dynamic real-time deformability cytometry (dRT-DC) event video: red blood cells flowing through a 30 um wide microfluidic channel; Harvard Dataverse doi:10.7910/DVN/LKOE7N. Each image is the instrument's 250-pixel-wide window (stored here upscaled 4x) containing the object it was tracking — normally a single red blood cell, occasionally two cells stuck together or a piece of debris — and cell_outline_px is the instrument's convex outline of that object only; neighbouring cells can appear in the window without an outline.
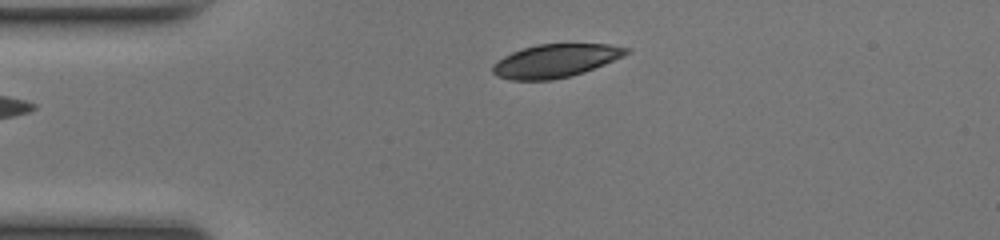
{"species": "common noctule bat (a hibernating species)", "species_latin": "Nyctalus noctula", "temperature_condition": "room temperature", "stored_images_in_passage": 40, "camera_frame_rate_fps": 3000, "um_per_image_px": 0.085, "animal": {"sex": "female", "body_mass_g": 17.0, "forearm_length_mm": 48.0}, "frame": {"image": 1, "passage_image": 2, "time_ms": 0.333, "image_size_px": [1000, 240], "cell_outline_px": [[632, 48], [624, 56], [584, 72], [552, 80], [512, 80], [496, 76], [492, 72], [492, 64], [496, 60], [512, 52], [524, 48], [540, 44], [608, 44]], "centroid_in_image_um": [47.19, 5.17], "position_along_channel_um": 37.8, "area_um2": 25.84}}
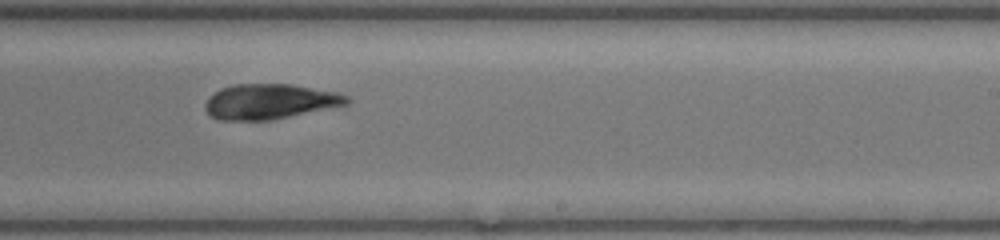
{"frame": {"image": 2, "passage_image": 21, "time_ms": 6.667, "image_size_px": [1000, 240], "cell_outline_px": [[352, 100], [348, 104], [272, 120], [220, 120], [212, 116], [204, 108], [204, 104], [208, 96], [220, 88], [232, 84], [292, 84], [336, 92], [348, 96]], "centroid_in_image_um": [22.91, 8.62], "position_along_channel_um": 266.1, "area_um2": 29.13}}
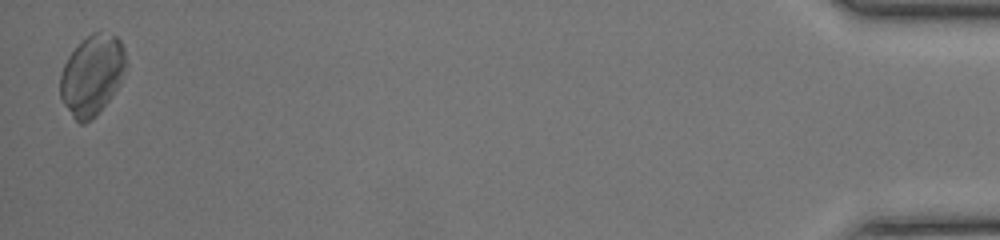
{"frame": {"image": 3, "passage_image": 40, "time_ms": 13.0, "image_size_px": [1000, 240], "cell_outline_px": [[128, 64], [120, 84], [96, 116], [84, 124], [80, 124], [72, 116], [64, 104], [60, 96], [60, 72], [68, 56], [92, 32], [96, 32], [116, 36], [120, 40], [124, 48]], "centroid_in_image_um": [7.84, 6.4], "position_along_channel_um": 427.4, "area_um2": 30.63}, "authors_computed_cell_mechanics": {"area_um2": 29.9693, "velocity_mm_per_s": 4.1202, "shape_relaxation_time_tau1_ms": 9.87, "shape_relaxation_time_tau2_ms": 1.1903, "deformation_change_tau1": 0.2435, "deformation_change_tau2": 0.046}}